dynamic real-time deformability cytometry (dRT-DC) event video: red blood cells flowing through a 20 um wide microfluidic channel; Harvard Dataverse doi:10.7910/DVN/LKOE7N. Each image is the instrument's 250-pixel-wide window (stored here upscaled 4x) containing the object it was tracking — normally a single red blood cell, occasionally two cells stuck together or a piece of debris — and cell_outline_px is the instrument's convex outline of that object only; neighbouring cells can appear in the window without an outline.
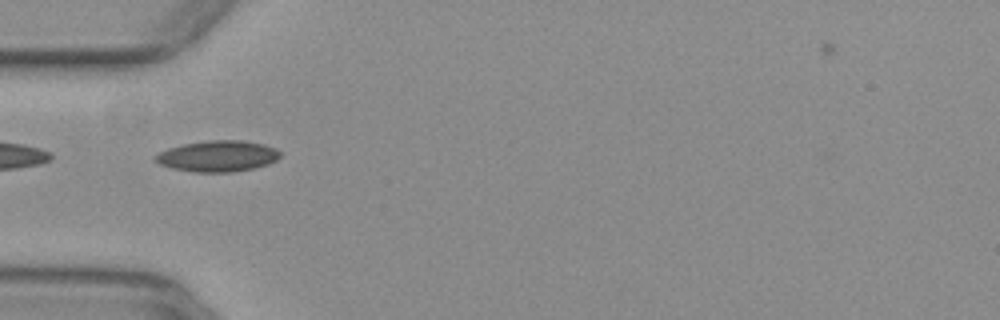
{"species": "common noctule bat (a hibernating species)", "species_latin": "Nyctalus noctula", "temperature_condition": "warm", "stored_images_in_passage": 36, "camera_frame_rate_fps": 3000, "um_per_image_px": 0.085, "animal": {"sex": "female", "body_mass_g": 29.2, "forearm_length_mm": 56.3}, "frame": {"image": 1, "passage_image": 1, "time_ms": 0.0, "image_size_px": [1000, 320], "cell_outline_px": [[280, 156], [276, 160], [268, 164], [252, 168], [232, 172], [196, 172], [172, 168], [160, 164], [156, 160], [156, 156], [160, 152], [168, 148], [184, 144], [208, 140], [240, 140], [264, 144], [276, 148], [280, 152]], "centroid_in_image_um": [18.53, 13.26], "position_along_channel_um": 66.5, "area_um2": 22.37}}
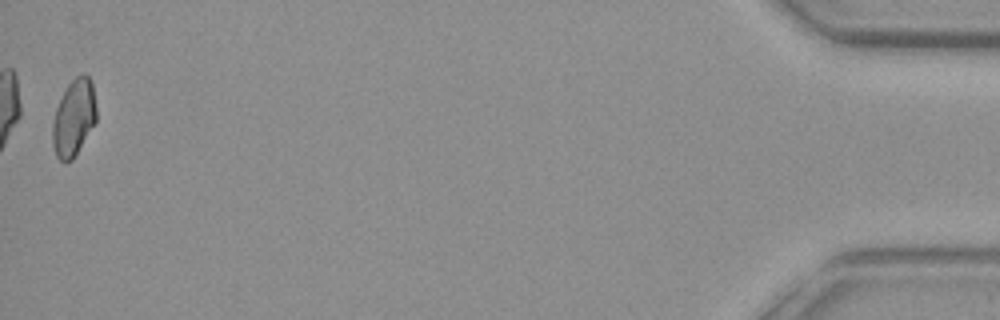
{"frame": {"image": 2, "passage_image": 36, "time_ms": 11.667, "image_size_px": [1000, 320], "cell_outline_px": [[96, 124], [72, 160], [64, 164], [56, 156], [52, 144], [52, 124], [56, 108], [68, 84], [80, 72], [84, 72], [92, 80], [96, 108]], "centroid_in_image_um": [6.28, 10.02], "position_along_channel_um": 428.9, "area_um2": 19.94}, "authors_computed_cell_mechanics": {"area_um2": 20.4034, "velocity_mm_per_s": 3.961, "shape_relaxation_time_tau1_ms": null, "shape_relaxation_time_tau2_ms": 2.9811, "deformation_change_tau1": null, "deformation_change_tau2": 0.0842}}